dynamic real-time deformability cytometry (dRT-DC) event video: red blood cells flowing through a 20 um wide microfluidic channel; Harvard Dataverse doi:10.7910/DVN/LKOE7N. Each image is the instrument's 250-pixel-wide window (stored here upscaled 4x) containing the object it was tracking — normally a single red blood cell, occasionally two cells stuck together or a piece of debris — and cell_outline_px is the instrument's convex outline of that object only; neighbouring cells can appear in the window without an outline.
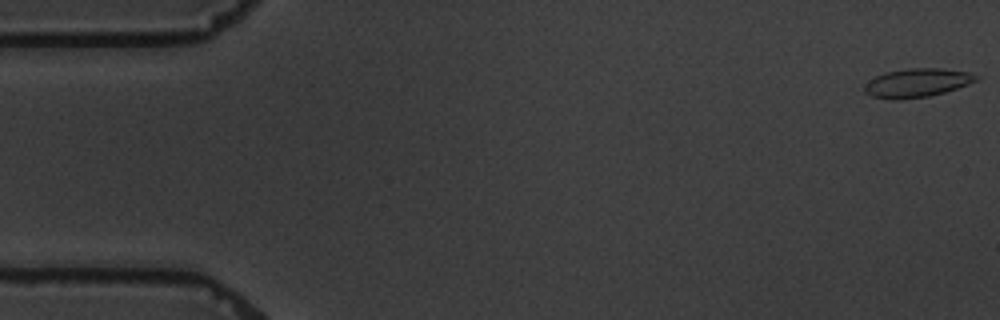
{"species": "common noctule bat (a hibernating species)", "species_latin": "Nyctalus noctula", "temperature_condition": "warm", "stored_images_in_passage": 6, "camera_frame_rate_fps": 3000, "um_per_image_px": 0.085, "animal": {"sex": "male", "body_mass_g": 19.5, "forearm_length_mm": 54.6}, "frame": {"image": 1, "passage_image": 1, "time_ms": 0.0, "image_size_px": [1000, 320], "cell_outline_px": [[980, 80], [944, 92], [928, 96], [900, 100], [888, 100], [872, 96], [864, 92], [864, 84], [876, 76], [884, 72], [908, 68], [940, 68], [968, 72], [980, 76]], "centroid_in_image_um": [77.93, 7.04], "position_along_channel_um": 7.1, "area_um2": 18.84}}
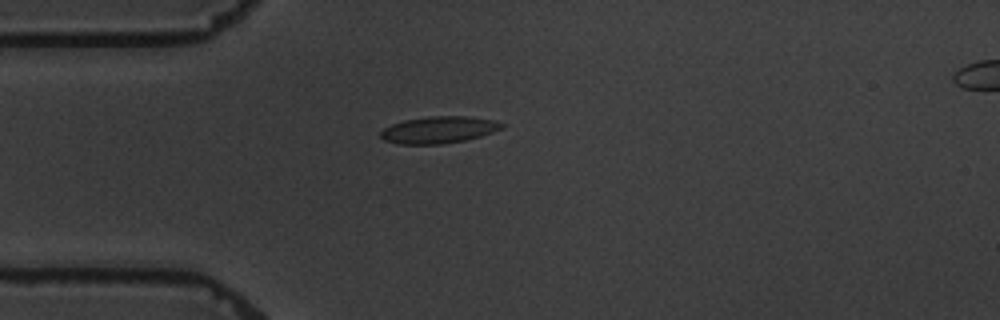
{"frame": {"image": 2, "passage_image": 5, "time_ms": 4.667, "image_size_px": [1000, 320], "cell_outline_px": [[504, 128], [480, 136], [464, 140], [440, 144], [400, 144], [384, 140], [380, 136], [380, 132], [384, 128], [392, 124], [404, 120], [428, 116], [468, 116], [496, 120], [504, 124]], "centroid_in_image_um": [37.3, 11.02], "position_along_channel_um": 47.7, "area_um2": 18.96}}